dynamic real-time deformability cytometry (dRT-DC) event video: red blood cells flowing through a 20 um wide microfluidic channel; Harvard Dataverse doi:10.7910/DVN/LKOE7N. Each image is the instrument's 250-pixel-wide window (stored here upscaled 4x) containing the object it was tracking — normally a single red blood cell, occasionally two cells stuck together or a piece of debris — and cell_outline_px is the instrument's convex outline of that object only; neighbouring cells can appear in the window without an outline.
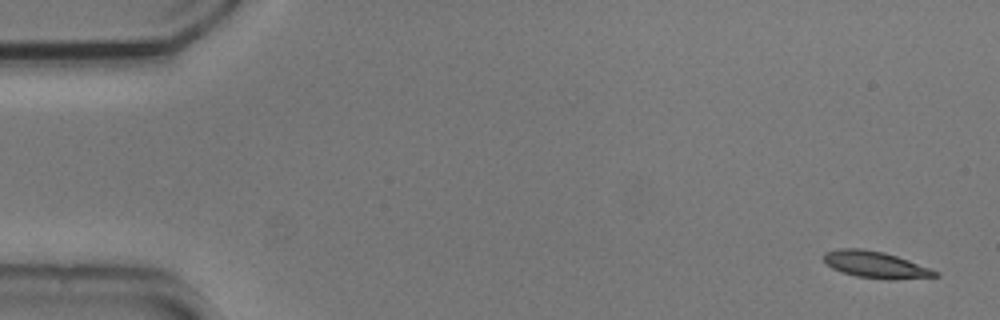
{"species": "common noctule bat (a hibernating species)", "species_latin": "Nyctalus noctula", "temperature_condition": "cold", "stored_images_in_passage": 16, "camera_frame_rate_fps": 3000, "um_per_image_px": 0.085, "animal": {"sex": "male", "body_mass_g": 20.5, "forearm_length_mm": 52.5}, "frame": {"image": 1, "passage_image": 1, "time_ms": 0.0, "image_size_px": [1000, 320], "cell_outline_px": [[940, 276], [892, 280], [856, 276], [840, 272], [832, 268], [824, 260], [824, 252], [840, 248], [860, 248], [884, 252], [908, 260], [940, 272]], "centroid_in_image_um": [74.43, 22.5], "position_along_channel_um": 10.6, "area_um2": 17.28}}
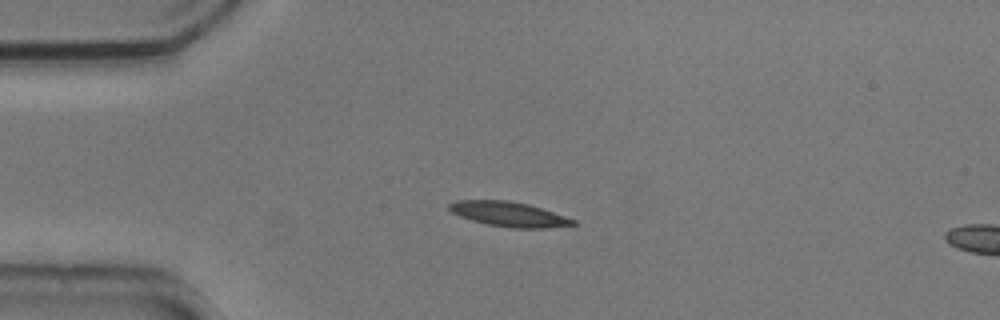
{"frame": {"image": 2, "passage_image": 12, "time_ms": 3.667, "image_size_px": [1000, 320], "cell_outline_px": [[576, 224], [544, 228], [512, 228], [488, 224], [472, 220], [460, 216], [452, 212], [448, 208], [448, 204], [456, 200], [508, 200], [528, 204], [576, 220]], "centroid_in_image_um": [43.22, 18.19], "position_along_channel_um": 41.8, "area_um2": 17.63}}